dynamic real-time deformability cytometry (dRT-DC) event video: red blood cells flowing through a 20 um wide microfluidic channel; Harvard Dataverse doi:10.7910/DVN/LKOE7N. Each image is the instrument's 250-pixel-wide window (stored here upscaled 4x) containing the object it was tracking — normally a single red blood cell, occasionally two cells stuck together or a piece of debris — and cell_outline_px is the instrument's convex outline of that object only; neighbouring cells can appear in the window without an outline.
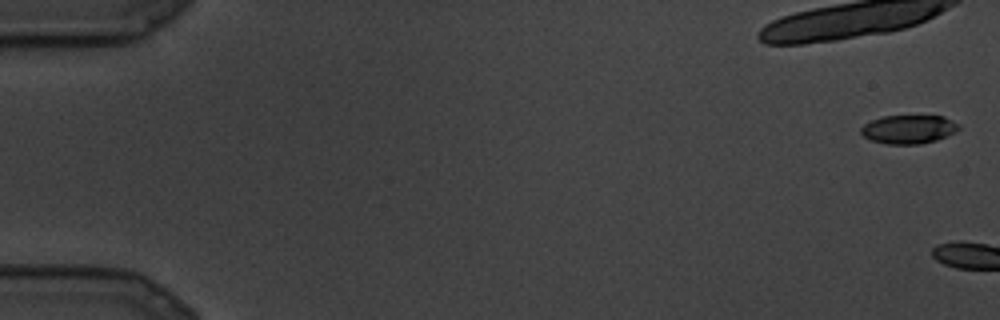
{"species": "common noctule bat (a hibernating species)", "species_latin": "Nyctalus noctula", "temperature_condition": "cold", "stored_images_in_passage": 2, "camera_frame_rate_fps": 3000, "um_per_image_px": 0.085, "animal": {"sex": "male", "body_mass_g": 19.5, "forearm_length_mm": 54.6}, "frame": {"image": 1, "passage_image": 1, "time_ms": 0.0, "image_size_px": [1000, 320], "cell_outline_px": [[960, 128], [948, 136], [936, 140], [920, 144], [888, 144], [872, 140], [864, 136], [860, 132], [860, 128], [864, 124], [872, 120], [884, 116], [944, 116], [960, 124]], "centroid_in_image_um": [77.26, 10.99], "position_along_channel_um": 7.7, "area_um2": 16.3}}